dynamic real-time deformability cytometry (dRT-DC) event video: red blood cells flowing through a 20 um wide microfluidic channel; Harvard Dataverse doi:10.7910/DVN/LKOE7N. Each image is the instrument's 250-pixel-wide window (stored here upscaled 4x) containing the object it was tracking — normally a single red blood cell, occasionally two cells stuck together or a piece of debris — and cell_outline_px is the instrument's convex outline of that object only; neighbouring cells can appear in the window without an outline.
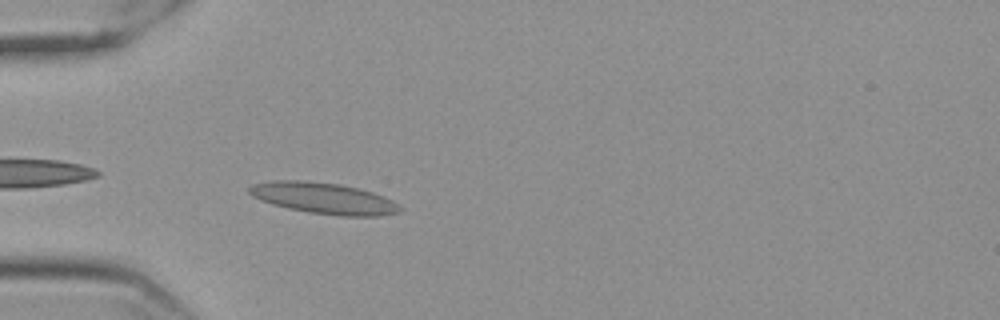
{"species": "Egyptian fruit bat (a non-hibernating species)", "species_latin": "Rousettus aegyptiacus", "temperature_condition": "cold", "stored_images_in_passage": 33, "camera_frame_rate_fps": 3000, "um_per_image_px": 0.085, "frame": {"image": 1, "passage_image": 3, "time_ms": 0.667, "image_size_px": [1000, 320], "cell_outline_px": [[400, 212], [380, 216], [340, 216], [308, 212], [288, 208], [272, 204], [260, 200], [252, 196], [248, 192], [248, 188], [252, 184], [272, 180], [304, 180], [340, 184], [372, 192], [384, 196], [392, 200], [400, 208]], "centroid_in_image_um": [27.47, 16.84], "position_along_channel_um": 57.5, "area_um2": 27.4}}
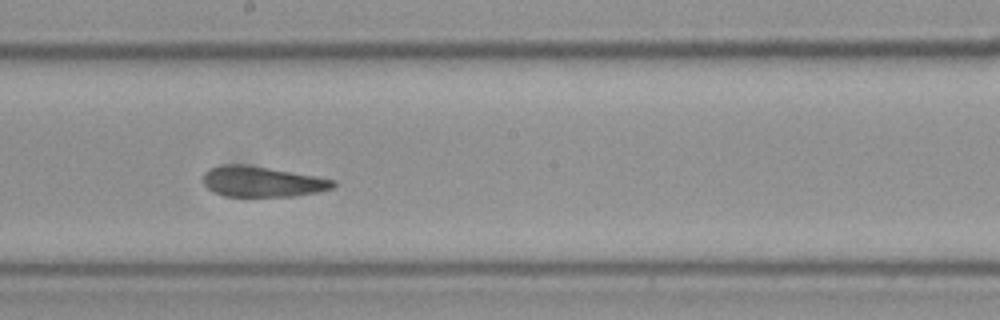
{"frame": {"image": 2, "passage_image": 18, "time_ms": 5.667, "image_size_px": [1000, 320], "cell_outline_px": [[336, 184], [332, 188], [316, 192], [292, 196], [224, 196], [208, 188], [204, 184], [204, 172], [208, 168], [224, 164], [240, 164], [268, 168], [336, 180]], "centroid_in_image_um": [22.25, 15.44], "position_along_channel_um": 225.9, "area_um2": 22.72}}
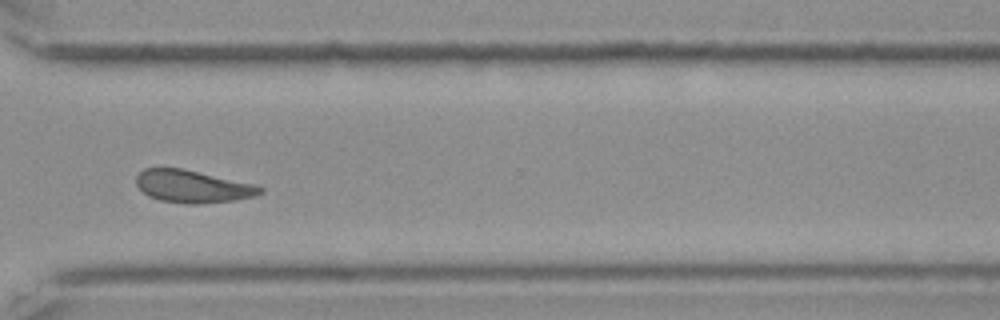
{"frame": {"image": 3, "passage_image": 29, "time_ms": 9.333, "image_size_px": [1000, 320], "cell_outline_px": [[264, 192], [252, 196], [232, 200], [196, 204], [184, 204], [160, 200], [148, 196], [136, 184], [136, 176], [144, 168], [184, 168], [256, 184], [264, 188]], "centroid_in_image_um": [16.37, 15.83], "position_along_channel_um": 354.2, "area_um2": 23.52}, "authors_computed_cell_mechanics": {"area_um2": 23.4668, "velocity_mm_per_s": 3.5013, "shape_relaxation_time_tau1_ms": 3.327, "shape_relaxation_time_tau2_ms": 2.9516, "deformation_change_tau1": 0.1297, "deformation_change_tau2": 0.0985}}